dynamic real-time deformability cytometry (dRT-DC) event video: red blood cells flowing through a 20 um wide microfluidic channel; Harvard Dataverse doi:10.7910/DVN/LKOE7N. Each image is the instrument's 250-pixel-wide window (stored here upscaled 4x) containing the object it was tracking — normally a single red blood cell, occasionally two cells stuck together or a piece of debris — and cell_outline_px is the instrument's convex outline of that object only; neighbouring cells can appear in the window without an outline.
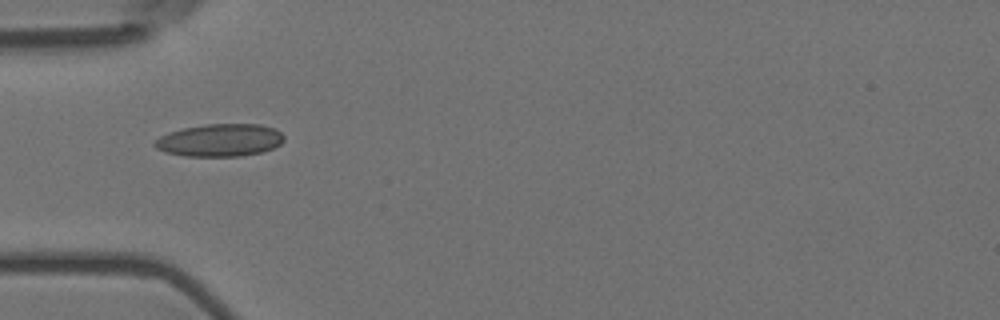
{"species": "Egyptian fruit bat (a non-hibernating species)", "species_latin": "Rousettus aegyptiacus", "temperature_condition": "room temperature", "stored_images_in_passage": 37, "camera_frame_rate_fps": 3000, "um_per_image_px": 0.085, "animal": {"sex": "female"}, "frame": {"image": 1, "passage_image": 1, "time_ms": 0.0, "image_size_px": [1000, 320], "cell_outline_px": [[284, 140], [280, 144], [272, 148], [260, 152], [240, 156], [184, 156], [164, 152], [156, 148], [152, 144], [160, 136], [168, 132], [184, 128], [204, 124], [260, 124], [276, 128], [284, 136]], "centroid_in_image_um": [18.68, 11.91], "position_along_channel_um": 66.3, "area_um2": 24.62}}
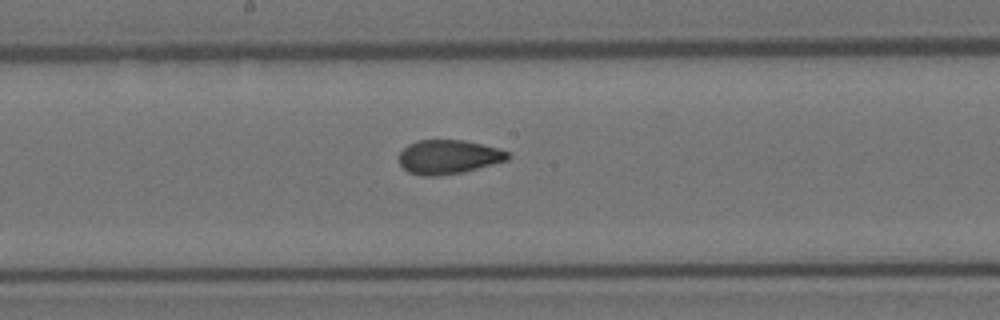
{"frame": {"image": 2, "passage_image": 13, "time_ms": 4.0, "image_size_px": [1000, 320], "cell_outline_px": [[512, 156], [508, 160], [460, 172], [436, 176], [424, 176], [408, 172], [400, 164], [400, 152], [408, 144], [416, 140], [464, 140], [496, 148], [508, 152]], "centroid_in_image_um": [38.1, 13.33], "position_along_channel_um": 210.1, "area_um2": 21.33}}
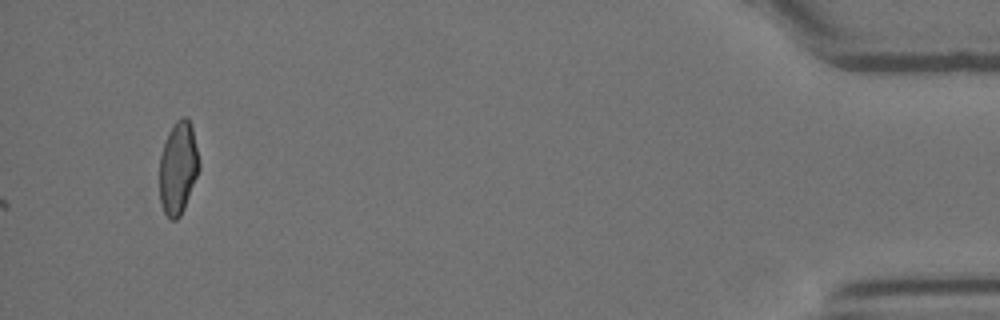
{"frame": {"image": 3, "passage_image": 37, "time_ms": 12.0, "image_size_px": [1000, 320], "cell_outline_px": [[200, 168], [184, 208], [180, 216], [176, 220], [172, 220], [164, 212], [160, 200], [160, 156], [168, 132], [172, 124], [180, 116], [188, 116], [192, 128], [200, 160]], "centroid_in_image_um": [15.15, 14.22], "position_along_channel_um": 420.1, "area_um2": 21.44}, "authors_computed_cell_mechanics": {"area_um2": 21.3282, "velocity_mm_per_s": 3.5712, "shape_relaxation_time_tau1_ms": null, "shape_relaxation_time_tau2_ms": 1.4452, "deformation_change_tau1": null, "deformation_change_tau2": 0.0774}}